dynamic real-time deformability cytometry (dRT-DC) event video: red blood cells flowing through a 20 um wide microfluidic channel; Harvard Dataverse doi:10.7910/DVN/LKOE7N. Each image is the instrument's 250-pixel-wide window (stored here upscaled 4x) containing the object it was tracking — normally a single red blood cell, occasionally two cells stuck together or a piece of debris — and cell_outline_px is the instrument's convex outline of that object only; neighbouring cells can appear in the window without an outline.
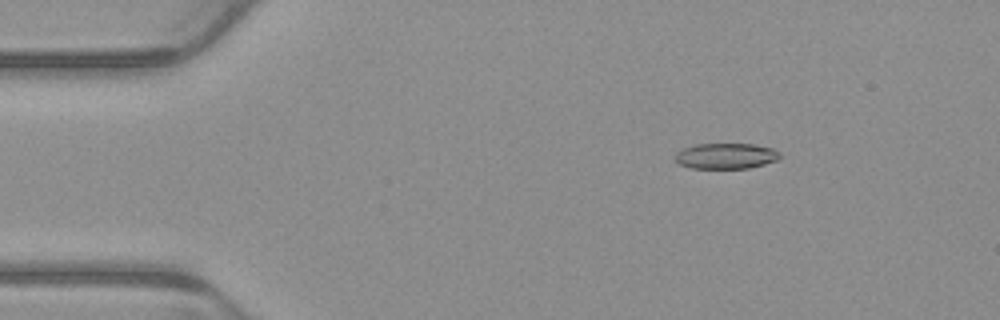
{"species": "common noctule bat (a hibernating species)", "species_latin": "Nyctalus noctula", "temperature_condition": "warm", "stored_images_in_passage": 3, "camera_frame_rate_fps": 3000, "um_per_image_px": 0.085, "animal": {"sex": "male", "body_mass_g": 23.1, "forearm_length_mm": 52.7}, "frame": {"image": 1, "passage_image": 1, "time_ms": 0.0, "image_size_px": [1000, 320], "cell_outline_px": [[780, 156], [776, 160], [764, 164], [748, 168], [688, 168], [680, 164], [676, 160], [676, 152], [684, 148], [696, 144], [752, 144], [772, 148], [780, 152]], "centroid_in_image_um": [61.7, 13.26], "position_along_channel_um": 23.3, "area_um2": 15.55}}